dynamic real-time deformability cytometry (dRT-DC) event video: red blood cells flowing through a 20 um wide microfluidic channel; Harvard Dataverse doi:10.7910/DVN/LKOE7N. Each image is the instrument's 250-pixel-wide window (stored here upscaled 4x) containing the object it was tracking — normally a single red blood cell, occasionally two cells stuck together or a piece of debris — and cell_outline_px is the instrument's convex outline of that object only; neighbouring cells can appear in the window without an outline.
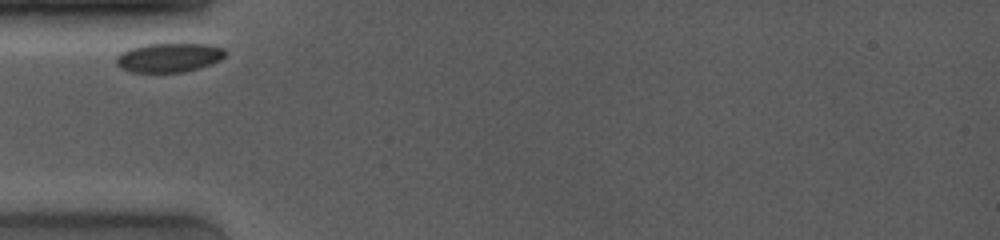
{"species": "common noctule bat (a hibernating species)", "species_latin": "Nyctalus noctula", "temperature_condition": "room temperature", "stored_images_in_passage": 7, "camera_frame_rate_fps": 4000, "um_per_image_px": 0.085, "animal": {"sex": "female", "body_mass_g": 19.0, "forearm_length_mm": 53.3}, "frame": {"image": 1, "passage_image": 1, "time_ms": 0.0, "image_size_px": [1000, 240], "cell_outline_px": [[224, 56], [220, 60], [200, 68], [184, 72], [132, 72], [120, 68], [116, 64], [116, 56], [120, 52], [128, 48], [144, 44], [208, 44], [224, 48]], "centroid_in_image_um": [14.32, 4.89], "position_along_channel_um": 70.7, "area_um2": 18.61}}